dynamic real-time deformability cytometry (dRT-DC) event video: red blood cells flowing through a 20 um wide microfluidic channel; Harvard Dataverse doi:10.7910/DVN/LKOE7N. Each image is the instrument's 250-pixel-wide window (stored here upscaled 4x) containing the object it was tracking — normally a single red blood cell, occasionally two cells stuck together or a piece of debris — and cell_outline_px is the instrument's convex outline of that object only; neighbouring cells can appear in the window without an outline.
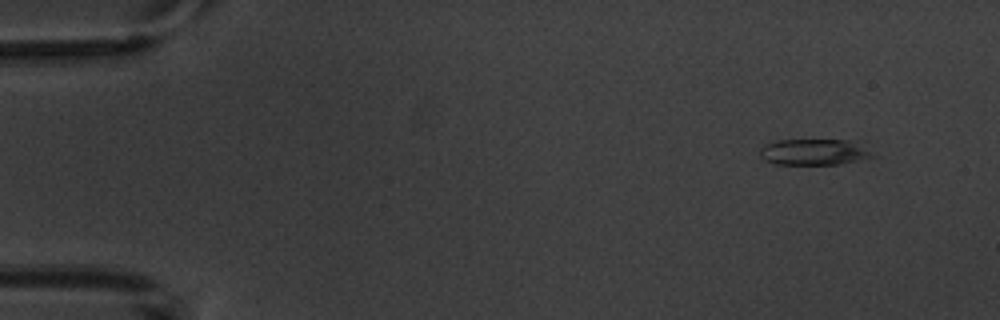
{"species": "common noctule bat (a hibernating species)", "species_latin": "Nyctalus noctula", "temperature_condition": "warm", "stored_images_in_passage": 10, "camera_frame_rate_fps": 3000, "um_per_image_px": 0.085, "animal": {"sex": "male", "body_mass_g": 20.1, "forearm_length_mm": 53.5}, "frame": {"image": 1, "passage_image": 2, "time_ms": 1.667, "image_size_px": [1000, 320], "cell_outline_px": [[880, 156], [840, 164], [776, 164], [764, 160], [760, 156], [760, 148], [764, 144], [776, 140], [856, 140]], "centroid_in_image_um": [69.28, 12.91], "position_along_channel_um": 15.7, "area_um2": 17.57}}
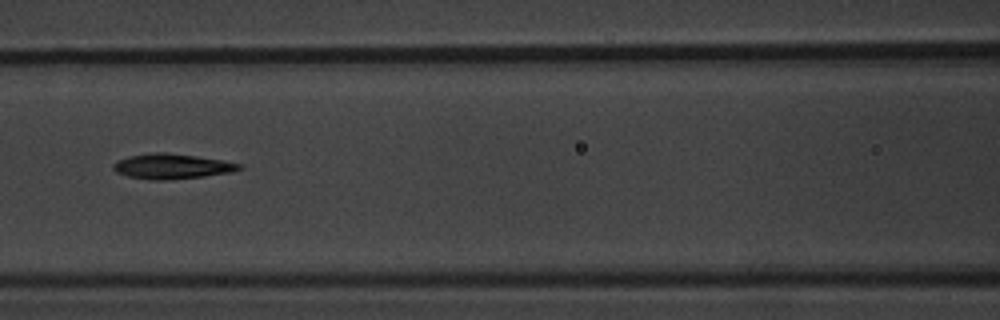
{"frame": {"image": 2, "passage_image": 7, "time_ms": 8.333, "image_size_px": [1000, 320], "cell_outline_px": [[244, 168], [232, 172], [204, 176], [168, 180], [148, 180], [128, 176], [116, 172], [112, 168], [112, 164], [116, 160], [128, 156], [156, 152], [168, 152], [224, 160], [244, 164]], "centroid_in_image_um": [14.63, 14.13], "position_along_channel_um": 152.0, "area_um2": 18.73}}
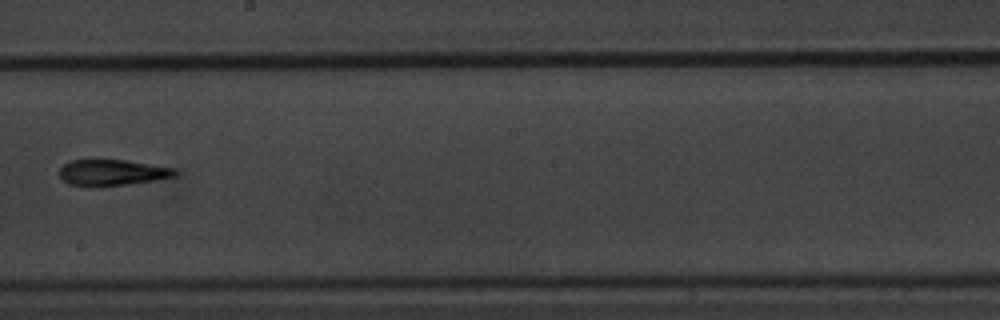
{"frame": {"image": 3, "passage_image": 9, "time_ms": 10.667, "image_size_px": [1000, 320], "cell_outline_px": [[176, 176], [152, 180], [100, 188], [88, 188], [68, 184], [60, 176], [60, 168], [64, 164], [72, 160], [124, 160], [176, 168]], "centroid_in_image_um": [9.48, 14.69], "position_along_channel_um": 238.7, "area_um2": 17.69}}